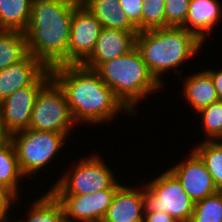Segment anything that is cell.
<instances>
[{
  "label": "cell",
  "instance_id": "obj_2",
  "mask_svg": "<svg viewBox=\"0 0 222 222\" xmlns=\"http://www.w3.org/2000/svg\"><path fill=\"white\" fill-rule=\"evenodd\" d=\"M80 0H33L27 49L47 69L68 64L73 8Z\"/></svg>",
  "mask_w": 222,
  "mask_h": 222
},
{
  "label": "cell",
  "instance_id": "obj_30",
  "mask_svg": "<svg viewBox=\"0 0 222 222\" xmlns=\"http://www.w3.org/2000/svg\"><path fill=\"white\" fill-rule=\"evenodd\" d=\"M143 222H177L170 214L157 211H145Z\"/></svg>",
  "mask_w": 222,
  "mask_h": 222
},
{
  "label": "cell",
  "instance_id": "obj_20",
  "mask_svg": "<svg viewBox=\"0 0 222 222\" xmlns=\"http://www.w3.org/2000/svg\"><path fill=\"white\" fill-rule=\"evenodd\" d=\"M44 194V195H43ZM29 203L24 219H15V222H66L61 202L48 189ZM30 205V206H29Z\"/></svg>",
  "mask_w": 222,
  "mask_h": 222
},
{
  "label": "cell",
  "instance_id": "obj_32",
  "mask_svg": "<svg viewBox=\"0 0 222 222\" xmlns=\"http://www.w3.org/2000/svg\"><path fill=\"white\" fill-rule=\"evenodd\" d=\"M14 214L16 215L15 212H13V215H11L9 212L0 213V222H15V219L13 218L15 216Z\"/></svg>",
  "mask_w": 222,
  "mask_h": 222
},
{
  "label": "cell",
  "instance_id": "obj_9",
  "mask_svg": "<svg viewBox=\"0 0 222 222\" xmlns=\"http://www.w3.org/2000/svg\"><path fill=\"white\" fill-rule=\"evenodd\" d=\"M51 78L50 69H47L31 86L17 89L0 102L1 125L8 136L28 129L39 90Z\"/></svg>",
  "mask_w": 222,
  "mask_h": 222
},
{
  "label": "cell",
  "instance_id": "obj_10",
  "mask_svg": "<svg viewBox=\"0 0 222 222\" xmlns=\"http://www.w3.org/2000/svg\"><path fill=\"white\" fill-rule=\"evenodd\" d=\"M101 29V23L79 1L73 8L68 64H81L92 53Z\"/></svg>",
  "mask_w": 222,
  "mask_h": 222
},
{
  "label": "cell",
  "instance_id": "obj_21",
  "mask_svg": "<svg viewBox=\"0 0 222 222\" xmlns=\"http://www.w3.org/2000/svg\"><path fill=\"white\" fill-rule=\"evenodd\" d=\"M33 0H0V30L25 32Z\"/></svg>",
  "mask_w": 222,
  "mask_h": 222
},
{
  "label": "cell",
  "instance_id": "obj_3",
  "mask_svg": "<svg viewBox=\"0 0 222 222\" xmlns=\"http://www.w3.org/2000/svg\"><path fill=\"white\" fill-rule=\"evenodd\" d=\"M203 43L195 34L183 27H165L138 32L136 48L156 80L166 86L163 75L170 71L182 76L183 64L200 54ZM164 77V78H163ZM165 84V85H164Z\"/></svg>",
  "mask_w": 222,
  "mask_h": 222
},
{
  "label": "cell",
  "instance_id": "obj_1",
  "mask_svg": "<svg viewBox=\"0 0 222 222\" xmlns=\"http://www.w3.org/2000/svg\"><path fill=\"white\" fill-rule=\"evenodd\" d=\"M51 77L64 91L78 126L110 123L119 114L134 115L122 104L99 74L81 64H65L50 69ZM119 113V114H118Z\"/></svg>",
  "mask_w": 222,
  "mask_h": 222
},
{
  "label": "cell",
  "instance_id": "obj_5",
  "mask_svg": "<svg viewBox=\"0 0 222 222\" xmlns=\"http://www.w3.org/2000/svg\"><path fill=\"white\" fill-rule=\"evenodd\" d=\"M92 152L90 151L88 156L80 157V160L77 159L76 163H70L67 170L47 189L54 195H85L103 189L119 188L124 184L99 152Z\"/></svg>",
  "mask_w": 222,
  "mask_h": 222
},
{
  "label": "cell",
  "instance_id": "obj_12",
  "mask_svg": "<svg viewBox=\"0 0 222 222\" xmlns=\"http://www.w3.org/2000/svg\"><path fill=\"white\" fill-rule=\"evenodd\" d=\"M189 152V155L184 159L180 158L181 161L173 164L169 170L179 179L183 189L195 203L219 190L205 163L192 149Z\"/></svg>",
  "mask_w": 222,
  "mask_h": 222
},
{
  "label": "cell",
  "instance_id": "obj_4",
  "mask_svg": "<svg viewBox=\"0 0 222 222\" xmlns=\"http://www.w3.org/2000/svg\"><path fill=\"white\" fill-rule=\"evenodd\" d=\"M95 71L134 116L139 112L138 105L147 100L148 95L156 96L164 88L151 74L136 47L102 63Z\"/></svg>",
  "mask_w": 222,
  "mask_h": 222
},
{
  "label": "cell",
  "instance_id": "obj_8",
  "mask_svg": "<svg viewBox=\"0 0 222 222\" xmlns=\"http://www.w3.org/2000/svg\"><path fill=\"white\" fill-rule=\"evenodd\" d=\"M78 127L73 119L64 91L51 78L36 97L29 129L64 133L68 137Z\"/></svg>",
  "mask_w": 222,
  "mask_h": 222
},
{
  "label": "cell",
  "instance_id": "obj_27",
  "mask_svg": "<svg viewBox=\"0 0 222 222\" xmlns=\"http://www.w3.org/2000/svg\"><path fill=\"white\" fill-rule=\"evenodd\" d=\"M190 0H165V27H182Z\"/></svg>",
  "mask_w": 222,
  "mask_h": 222
},
{
  "label": "cell",
  "instance_id": "obj_28",
  "mask_svg": "<svg viewBox=\"0 0 222 222\" xmlns=\"http://www.w3.org/2000/svg\"><path fill=\"white\" fill-rule=\"evenodd\" d=\"M119 3L129 21L137 28L138 32H142L143 0H119Z\"/></svg>",
  "mask_w": 222,
  "mask_h": 222
},
{
  "label": "cell",
  "instance_id": "obj_14",
  "mask_svg": "<svg viewBox=\"0 0 222 222\" xmlns=\"http://www.w3.org/2000/svg\"><path fill=\"white\" fill-rule=\"evenodd\" d=\"M142 184L133 187L130 184H122L117 189L102 222H143L145 203L144 183Z\"/></svg>",
  "mask_w": 222,
  "mask_h": 222
},
{
  "label": "cell",
  "instance_id": "obj_11",
  "mask_svg": "<svg viewBox=\"0 0 222 222\" xmlns=\"http://www.w3.org/2000/svg\"><path fill=\"white\" fill-rule=\"evenodd\" d=\"M118 188L85 195H55L61 202L66 222H102Z\"/></svg>",
  "mask_w": 222,
  "mask_h": 222
},
{
  "label": "cell",
  "instance_id": "obj_24",
  "mask_svg": "<svg viewBox=\"0 0 222 222\" xmlns=\"http://www.w3.org/2000/svg\"><path fill=\"white\" fill-rule=\"evenodd\" d=\"M197 114L198 117L196 118L198 122L200 119L199 125L201 130L204 132L205 137L202 140H222V100L211 103L209 106L200 110Z\"/></svg>",
  "mask_w": 222,
  "mask_h": 222
},
{
  "label": "cell",
  "instance_id": "obj_19",
  "mask_svg": "<svg viewBox=\"0 0 222 222\" xmlns=\"http://www.w3.org/2000/svg\"><path fill=\"white\" fill-rule=\"evenodd\" d=\"M101 23L102 27L138 31L121 9L119 0H80Z\"/></svg>",
  "mask_w": 222,
  "mask_h": 222
},
{
  "label": "cell",
  "instance_id": "obj_6",
  "mask_svg": "<svg viewBox=\"0 0 222 222\" xmlns=\"http://www.w3.org/2000/svg\"><path fill=\"white\" fill-rule=\"evenodd\" d=\"M69 138L64 133L29 128L9 136L15 147L20 170L26 178H29L27 180L38 178L36 174L40 175L42 171H49L46 170L47 167L51 168V164L61 153L60 150L64 149L69 140L71 141Z\"/></svg>",
  "mask_w": 222,
  "mask_h": 222
},
{
  "label": "cell",
  "instance_id": "obj_25",
  "mask_svg": "<svg viewBox=\"0 0 222 222\" xmlns=\"http://www.w3.org/2000/svg\"><path fill=\"white\" fill-rule=\"evenodd\" d=\"M189 222H222V191L195 202Z\"/></svg>",
  "mask_w": 222,
  "mask_h": 222
},
{
  "label": "cell",
  "instance_id": "obj_7",
  "mask_svg": "<svg viewBox=\"0 0 222 222\" xmlns=\"http://www.w3.org/2000/svg\"><path fill=\"white\" fill-rule=\"evenodd\" d=\"M156 175L144 182L145 211L165 212L177 222H189L195 203L179 179L168 168Z\"/></svg>",
  "mask_w": 222,
  "mask_h": 222
},
{
  "label": "cell",
  "instance_id": "obj_17",
  "mask_svg": "<svg viewBox=\"0 0 222 222\" xmlns=\"http://www.w3.org/2000/svg\"><path fill=\"white\" fill-rule=\"evenodd\" d=\"M186 76L184 75L185 78L183 75L179 77V79H183V88L180 92H182L181 95L184 96L187 106L189 104L195 115L211 103L219 100L213 80L206 70L202 69Z\"/></svg>",
  "mask_w": 222,
  "mask_h": 222
},
{
  "label": "cell",
  "instance_id": "obj_15",
  "mask_svg": "<svg viewBox=\"0 0 222 222\" xmlns=\"http://www.w3.org/2000/svg\"><path fill=\"white\" fill-rule=\"evenodd\" d=\"M220 2V0H190L188 13L182 27L195 34L206 44L213 34L212 30L222 21V4Z\"/></svg>",
  "mask_w": 222,
  "mask_h": 222
},
{
  "label": "cell",
  "instance_id": "obj_33",
  "mask_svg": "<svg viewBox=\"0 0 222 222\" xmlns=\"http://www.w3.org/2000/svg\"><path fill=\"white\" fill-rule=\"evenodd\" d=\"M9 136L4 132L2 125H1V118H0V144L8 139Z\"/></svg>",
  "mask_w": 222,
  "mask_h": 222
},
{
  "label": "cell",
  "instance_id": "obj_23",
  "mask_svg": "<svg viewBox=\"0 0 222 222\" xmlns=\"http://www.w3.org/2000/svg\"><path fill=\"white\" fill-rule=\"evenodd\" d=\"M201 141V142H200ZM198 141L192 150L201 158L219 191L222 190V140Z\"/></svg>",
  "mask_w": 222,
  "mask_h": 222
},
{
  "label": "cell",
  "instance_id": "obj_16",
  "mask_svg": "<svg viewBox=\"0 0 222 222\" xmlns=\"http://www.w3.org/2000/svg\"><path fill=\"white\" fill-rule=\"evenodd\" d=\"M47 68L32 54L0 70V102L20 88L31 86Z\"/></svg>",
  "mask_w": 222,
  "mask_h": 222
},
{
  "label": "cell",
  "instance_id": "obj_22",
  "mask_svg": "<svg viewBox=\"0 0 222 222\" xmlns=\"http://www.w3.org/2000/svg\"><path fill=\"white\" fill-rule=\"evenodd\" d=\"M28 54L25 32L0 30V70L19 62Z\"/></svg>",
  "mask_w": 222,
  "mask_h": 222
},
{
  "label": "cell",
  "instance_id": "obj_13",
  "mask_svg": "<svg viewBox=\"0 0 222 222\" xmlns=\"http://www.w3.org/2000/svg\"><path fill=\"white\" fill-rule=\"evenodd\" d=\"M138 31L102 27L92 53L81 63L96 70L102 63L129 53L136 47Z\"/></svg>",
  "mask_w": 222,
  "mask_h": 222
},
{
  "label": "cell",
  "instance_id": "obj_26",
  "mask_svg": "<svg viewBox=\"0 0 222 222\" xmlns=\"http://www.w3.org/2000/svg\"><path fill=\"white\" fill-rule=\"evenodd\" d=\"M165 0H143L142 31L165 28Z\"/></svg>",
  "mask_w": 222,
  "mask_h": 222
},
{
  "label": "cell",
  "instance_id": "obj_31",
  "mask_svg": "<svg viewBox=\"0 0 222 222\" xmlns=\"http://www.w3.org/2000/svg\"><path fill=\"white\" fill-rule=\"evenodd\" d=\"M211 76L215 89L217 91L219 100H222V67L220 69H211L210 67L205 69Z\"/></svg>",
  "mask_w": 222,
  "mask_h": 222
},
{
  "label": "cell",
  "instance_id": "obj_18",
  "mask_svg": "<svg viewBox=\"0 0 222 222\" xmlns=\"http://www.w3.org/2000/svg\"><path fill=\"white\" fill-rule=\"evenodd\" d=\"M24 179L27 178L20 170L15 147L8 138L0 144V186L14 199H19Z\"/></svg>",
  "mask_w": 222,
  "mask_h": 222
},
{
  "label": "cell",
  "instance_id": "obj_29",
  "mask_svg": "<svg viewBox=\"0 0 222 222\" xmlns=\"http://www.w3.org/2000/svg\"><path fill=\"white\" fill-rule=\"evenodd\" d=\"M21 202L19 199H14L3 187L0 186V213H12L13 207ZM14 204V205H13Z\"/></svg>",
  "mask_w": 222,
  "mask_h": 222
}]
</instances>
